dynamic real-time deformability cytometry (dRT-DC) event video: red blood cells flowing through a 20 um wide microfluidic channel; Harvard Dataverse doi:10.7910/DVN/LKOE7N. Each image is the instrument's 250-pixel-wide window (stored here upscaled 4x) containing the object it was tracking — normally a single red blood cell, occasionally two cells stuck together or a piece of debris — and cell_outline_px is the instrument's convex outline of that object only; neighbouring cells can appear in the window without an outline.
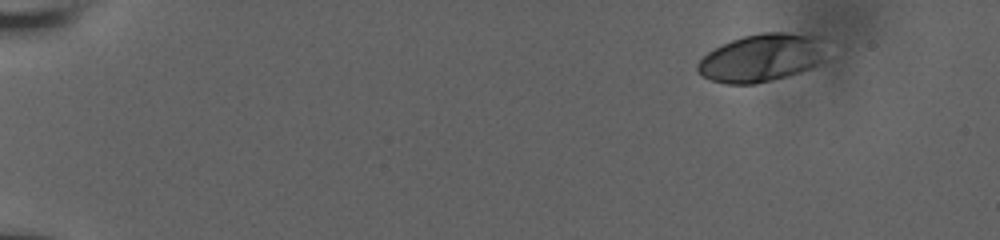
{"species": "human", "species_latin": "Homo sapiens", "temperature_condition": "room temperature", "stored_images_in_passage": 51, "camera_frame_rate_fps": 3000, "um_per_image_px": 0.085, "donor": {"sex": "male"}, "frame": {"image": 1, "passage_image": 1, "time_ms": 0.0, "image_size_px": [1000, 240], "cell_outline_px": [[832, 40], [824, 60], [808, 68], [788, 76], [752, 84], [728, 84], [712, 80], [704, 76], [696, 68], [696, 64], [708, 52], [732, 40], [744, 36], [760, 32], [784, 32], [828, 36]], "centroid_in_image_um": [64.89, 4.86], "position_along_channel_um": 20.1, "area_um2": 36.53}}
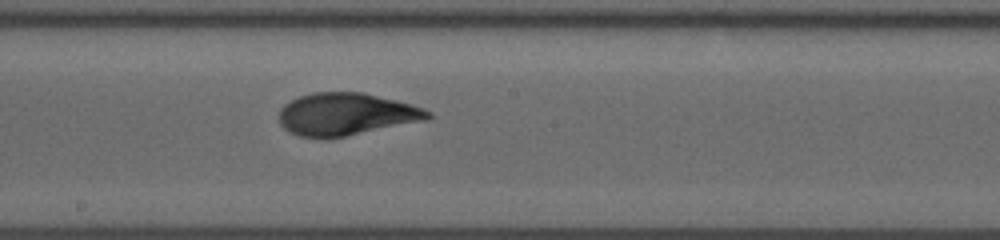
{"frame": {"image": 2, "passage_image": 28, "time_ms": 9.0, "image_size_px": [1000, 240], "cell_outline_px": [[432, 116], [428, 120], [328, 140], [320, 140], [300, 136], [288, 132], [280, 124], [280, 108], [284, 104], [300, 96], [312, 92], [364, 92], [396, 100], [424, 108], [432, 112]], "centroid_in_image_um": [29.43, 9.73], "position_along_channel_um": 218.8, "area_um2": 37.45}}
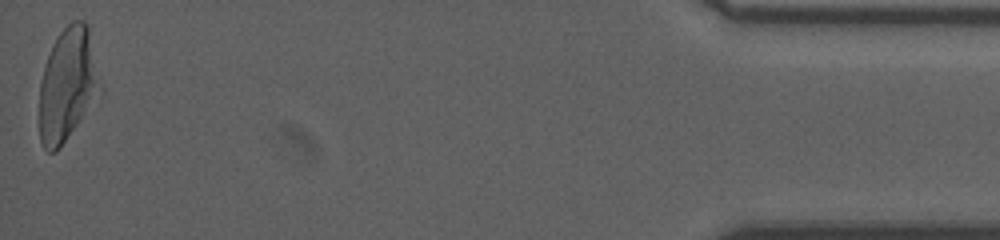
{"frame": {"image": 3, "passage_image": 51, "time_ms": 16.667, "image_size_px": [1000, 240], "cell_outline_px": [[96, 92], [76, 124], [60, 148], [56, 152], [48, 152], [44, 148], [40, 140], [40, 84], [44, 68], [52, 44], [60, 32], [72, 20], [84, 20], [88, 24], [96, 88]], "centroid_in_image_um": [5.62, 7.18], "position_along_channel_um": 429.6, "area_um2": 37.45}, "authors_computed_cell_mechanics": {"area_um2": 36.1828, "velocity_mm_per_s": 3.8233, "shape_relaxation_time_tau1_ms": 5.8215, "shape_relaxation_time_tau2_ms": 0.95, "deformation_change_tau1": 0.1946, "deformation_change_tau2": 0.0618}}